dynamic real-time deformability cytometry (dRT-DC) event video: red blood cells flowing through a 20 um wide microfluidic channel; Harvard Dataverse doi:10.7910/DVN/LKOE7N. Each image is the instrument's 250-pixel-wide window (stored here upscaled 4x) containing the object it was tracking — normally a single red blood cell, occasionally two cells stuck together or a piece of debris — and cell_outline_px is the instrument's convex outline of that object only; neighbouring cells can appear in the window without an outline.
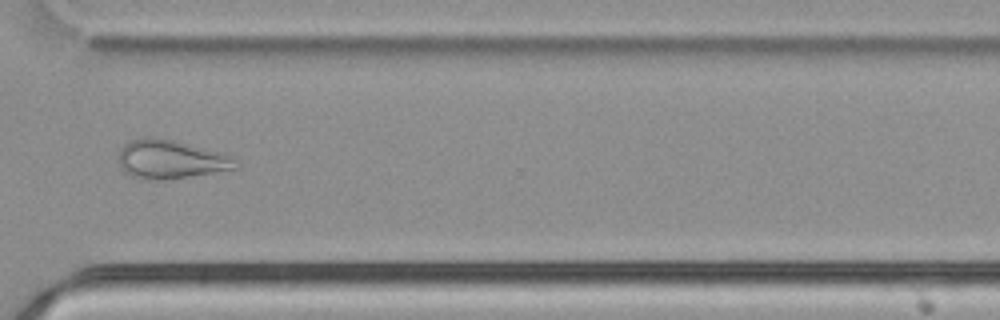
{"species": "common noctule bat (a hibernating species)", "species_latin": "Nyctalus noctula", "temperature_condition": "cold", "stored_images_in_passage": 38, "camera_frame_rate_fps": 3000, "um_per_image_px": 0.085, "animal": {"sex": "male", "body_mass_g": 21.5, "forearm_length_mm": 52.0}, "frame": {"image": 1, "passage_image": 25, "time_ms": 8.0, "image_size_px": [1000, 320], "cell_outline_px": [[240, 168], [188, 176], [160, 180], [152, 180], [132, 176], [124, 172], [116, 160], [120, 148], [124, 144], [132, 140], [172, 140], [220, 152], [228, 156], [240, 164]], "centroid_in_image_um": [14.49, 13.58], "position_along_channel_um": 356.1, "area_um2": 25.66}}
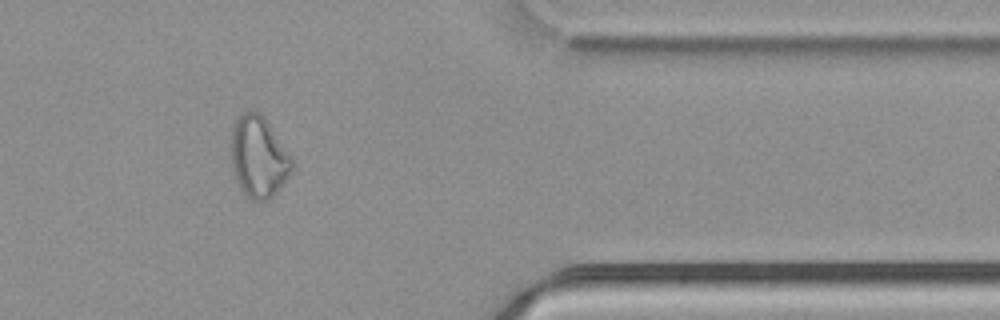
{"frame": {"image": 2, "passage_image": 29, "time_ms": 9.333, "image_size_px": [1000, 320], "cell_outline_px": [[292, 172], [276, 192], [268, 200], [252, 200], [244, 192], [236, 180], [232, 168], [228, 148], [228, 140], [232, 124], [244, 112], [256, 112], [268, 124], [292, 156]], "centroid_in_image_um": [21.92, 13.35], "position_along_channel_um": 389.5, "area_um2": 28.9}}
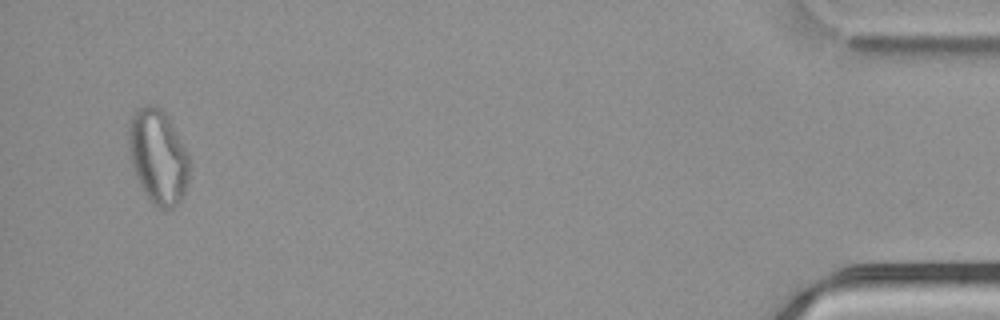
{"frame": {"image": 3, "passage_image": 36, "time_ms": 11.667, "image_size_px": [1000, 320], "cell_outline_px": [[188, 180], [184, 192], [180, 200], [172, 208], [160, 208], [152, 204], [144, 192], [132, 168], [128, 156], [128, 120], [136, 108], [148, 104], [152, 104], [160, 108], [168, 116], [188, 156]], "centroid_in_image_um": [13.37, 13.28], "position_along_channel_um": 421.8, "area_um2": 33.47}}